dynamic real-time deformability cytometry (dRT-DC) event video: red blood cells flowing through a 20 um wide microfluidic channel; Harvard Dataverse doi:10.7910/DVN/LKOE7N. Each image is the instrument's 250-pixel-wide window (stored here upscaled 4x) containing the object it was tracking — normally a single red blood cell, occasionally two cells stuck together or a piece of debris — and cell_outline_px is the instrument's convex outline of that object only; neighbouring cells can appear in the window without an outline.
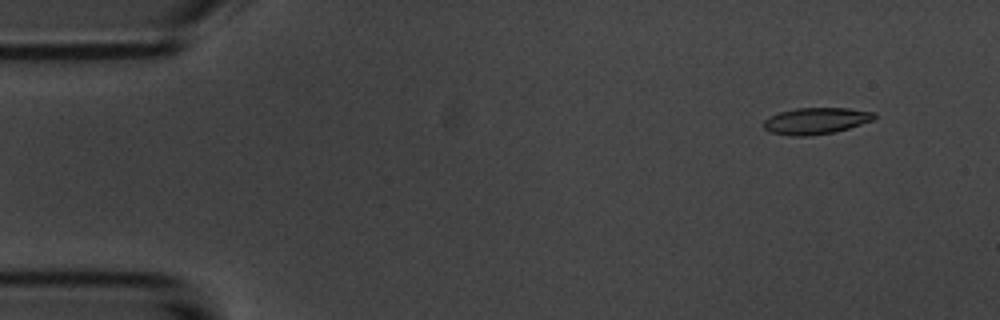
{"species": "common noctule bat (a hibernating species)", "species_latin": "Nyctalus noctula", "temperature_condition": "room temperature", "stored_images_in_passage": 5, "camera_frame_rate_fps": 3000, "um_per_image_px": 0.085, "animal": {"sex": "male", "body_mass_g": 20.1, "forearm_length_mm": 53.5}, "frame": {"image": 1, "passage_image": 2, "time_ms": 1.0, "image_size_px": [1000, 320], "cell_outline_px": [[876, 116], [872, 120], [848, 128], [832, 132], [808, 136], [792, 136], [772, 132], [764, 128], [764, 120], [780, 112], [796, 108], [848, 108], [876, 112]], "centroid_in_image_um": [69.37, 10.26], "position_along_channel_um": 15.6, "area_um2": 16.82}}
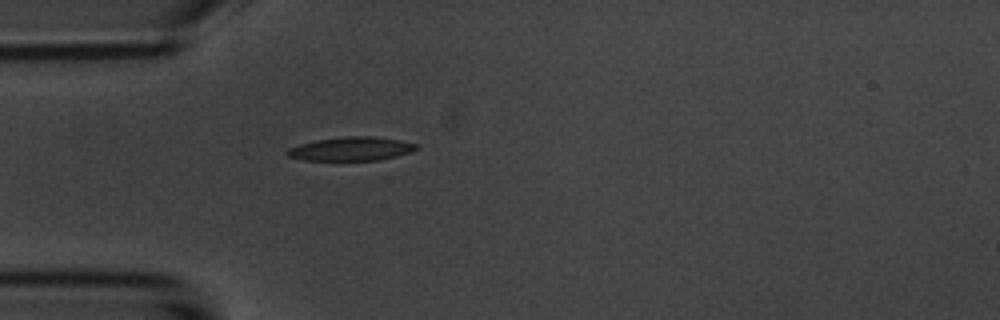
{"frame": {"image": 2, "passage_image": 5, "time_ms": 4.667, "image_size_px": [1000, 320], "cell_outline_px": [[420, 148], [396, 156], [380, 160], [304, 160], [288, 156], [284, 152], [288, 148], [300, 144], [316, 140], [348, 136], [372, 136], [400, 140], [416, 144]], "centroid_in_image_um": [29.83, 12.65], "position_along_channel_um": 55.2, "area_um2": 17.74}}